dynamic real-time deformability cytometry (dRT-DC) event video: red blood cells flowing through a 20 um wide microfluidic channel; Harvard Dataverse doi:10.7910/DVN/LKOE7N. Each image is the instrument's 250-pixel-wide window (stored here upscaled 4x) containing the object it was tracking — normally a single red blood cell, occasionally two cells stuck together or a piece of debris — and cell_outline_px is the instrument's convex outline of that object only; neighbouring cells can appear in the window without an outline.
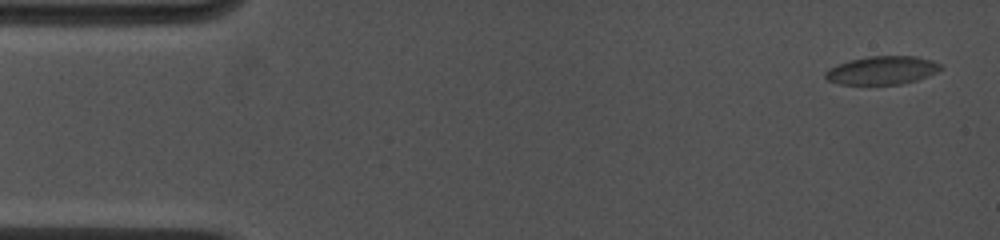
{"species": "common noctule bat (a hibernating species)", "species_latin": "Nyctalus noctula", "temperature_condition": "cold", "stored_images_in_passage": 53, "camera_frame_rate_fps": 4500, "um_per_image_px": 0.085, "animal": {"sex": "female", "body_mass_g": 19.0, "forearm_length_mm": 53.3}, "frame": {"image": 1, "passage_image": 1, "time_ms": 0.0, "image_size_px": [1000, 240], "cell_outline_px": [[944, 68], [928, 76], [916, 80], [900, 84], [840, 84], [828, 80], [824, 76], [824, 72], [828, 68], [836, 64], [848, 60], [868, 56], [916, 56], [932, 60], [940, 64]], "centroid_in_image_um": [74.96, 5.96], "position_along_channel_um": 10.0, "area_um2": 19.13}}
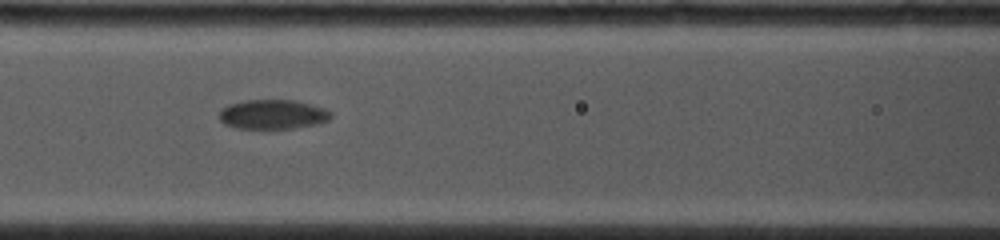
{"frame": {"image": 2, "passage_image": 33, "time_ms": 6.889, "image_size_px": [1000, 240], "cell_outline_px": [[332, 116], [328, 120], [316, 124], [292, 128], [236, 128], [224, 124], [220, 120], [220, 108], [228, 104], [244, 100], [296, 100], [324, 108], [332, 112]], "centroid_in_image_um": [23.16, 9.71], "position_along_channel_um": 143.4, "area_um2": 19.19}}
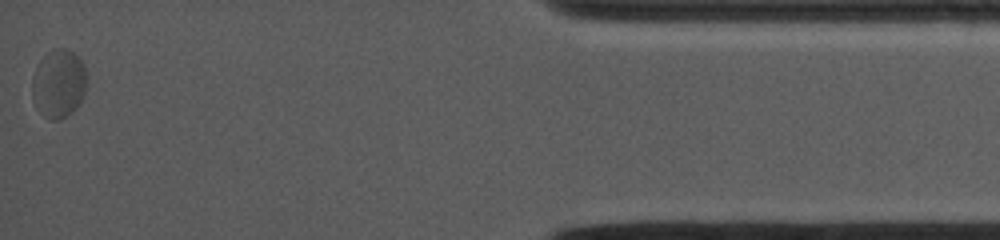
{"frame": {"image": 3, "passage_image": 53, "time_ms": 16.444, "image_size_px": [1000, 240], "cell_outline_px": [[84, 92], [80, 100], [64, 116], [56, 120], [48, 116], [32, 100], [32, 76], [40, 60], [48, 52], [56, 48], [64, 48], [80, 56], [84, 64]], "centroid_in_image_um": [4.96, 7.01], "position_along_channel_um": 430.2, "area_um2": 20.81}, "authors_computed_cell_mechanics": {"area_um2": 19.1318, "velocity_mm_per_s": 3.6739, "shape_relaxation_time_tau1_ms": 2.8622, "shape_relaxation_time_tau2_ms": null, "deformation_change_tau1": 0.0542, "deformation_change_tau2": null}}